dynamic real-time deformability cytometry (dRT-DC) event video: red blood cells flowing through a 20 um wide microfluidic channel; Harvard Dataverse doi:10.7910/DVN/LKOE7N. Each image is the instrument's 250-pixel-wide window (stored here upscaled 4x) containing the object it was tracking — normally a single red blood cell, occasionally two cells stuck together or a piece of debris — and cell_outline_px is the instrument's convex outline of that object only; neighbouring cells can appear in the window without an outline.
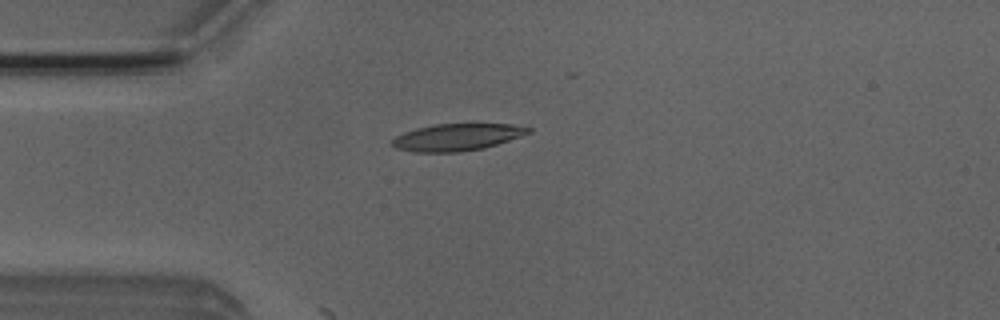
{"species": "Egyptian fruit bat (a non-hibernating species)", "species_latin": "Rousettus aegyptiacus", "temperature_condition": "room temperature", "stored_images_in_passage": 4, "camera_frame_rate_fps": 3000, "um_per_image_px": 0.085, "animal": {"sex": "male"}, "frame": {"image": 1, "passage_image": 2, "time_ms": 0.333, "image_size_px": [1000, 320], "cell_outline_px": [[532, 132], [484, 148], [456, 152], [416, 152], [396, 148], [388, 144], [396, 136], [404, 132], [416, 128], [432, 124], [512, 124], [532, 128]], "centroid_in_image_um": [38.81, 11.65], "position_along_channel_um": 46.2, "area_um2": 21.39}}